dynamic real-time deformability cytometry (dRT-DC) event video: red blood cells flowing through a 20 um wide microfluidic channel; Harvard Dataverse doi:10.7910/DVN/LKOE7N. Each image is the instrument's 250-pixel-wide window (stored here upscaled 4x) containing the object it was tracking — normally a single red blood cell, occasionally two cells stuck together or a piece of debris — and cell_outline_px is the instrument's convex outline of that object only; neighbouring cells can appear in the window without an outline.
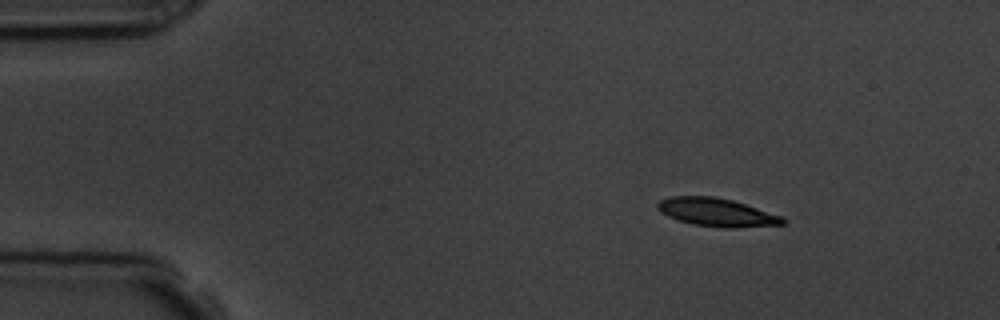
{"species": "common noctule bat (a hibernating species)", "species_latin": "Nyctalus noctula", "temperature_condition": "room temperature", "stored_images_in_passage": 5, "camera_frame_rate_fps": 3000, "um_per_image_px": 0.085, "animal": {"sex": "male", "body_mass_g": 19.5, "forearm_length_mm": 54.6}, "frame": {"image": 1, "passage_image": 2, "time_ms": 1.333, "image_size_px": [1000, 320], "cell_outline_px": [[788, 220], [784, 224], [736, 228], [724, 228], [692, 224], [676, 220], [660, 212], [656, 208], [656, 204], [660, 200], [668, 196], [712, 196], [732, 200], [784, 216]], "centroid_in_image_um": [60.92, 18.05], "position_along_channel_um": 24.1, "area_um2": 20.87}}
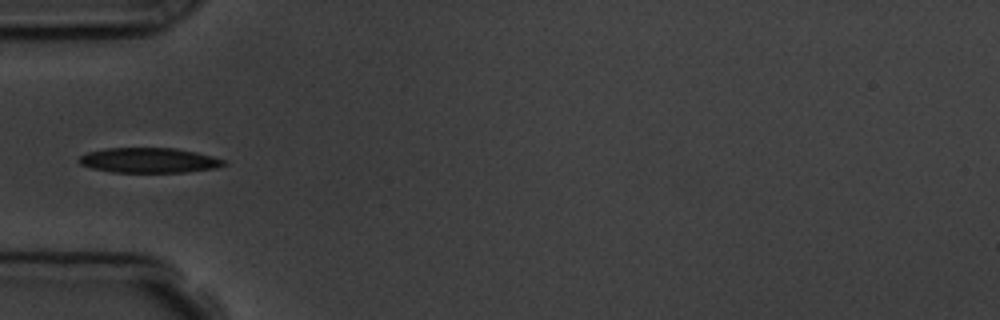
{"frame": {"image": 2, "passage_image": 5, "time_ms": 4.667, "image_size_px": [1000, 320], "cell_outline_px": [[228, 164], [216, 168], [184, 172], [112, 172], [92, 168], [80, 164], [76, 160], [80, 156], [88, 152], [108, 148], [176, 148], [196, 152], [228, 160]], "centroid_in_image_um": [12.7, 13.62], "position_along_channel_um": 72.3, "area_um2": 21.21}}